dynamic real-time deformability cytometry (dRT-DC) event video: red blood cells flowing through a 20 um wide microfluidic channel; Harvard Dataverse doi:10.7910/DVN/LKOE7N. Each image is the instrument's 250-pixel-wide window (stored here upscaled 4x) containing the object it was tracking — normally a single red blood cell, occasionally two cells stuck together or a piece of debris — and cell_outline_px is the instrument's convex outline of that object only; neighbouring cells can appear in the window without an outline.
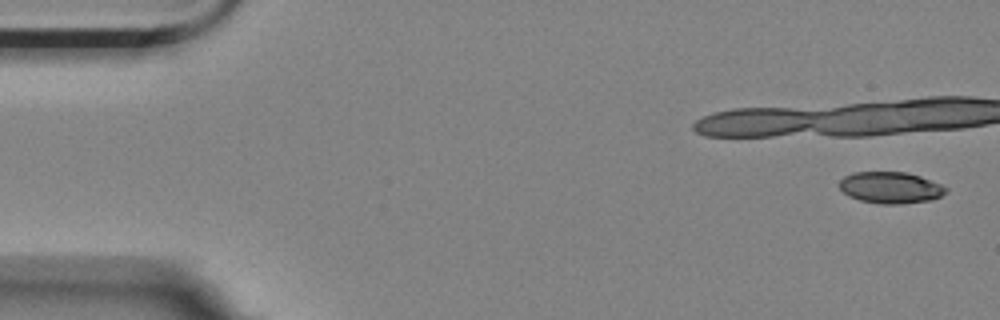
{"species": "Egyptian fruit bat (a non-hibernating species)", "species_latin": "Rousettus aegyptiacus", "temperature_condition": "room temperature", "stored_images_in_passage": 4, "camera_frame_rate_fps": 3000, "um_per_image_px": 0.085, "animal": {"sex": "female"}, "frame": {"image": 1, "passage_image": 1, "time_ms": 0.0, "image_size_px": [1000, 320], "cell_outline_px": [[948, 192], [940, 196], [928, 200], [900, 204], [880, 204], [860, 200], [848, 196], [840, 188], [840, 180], [844, 176], [852, 172], [908, 172], [920, 176], [940, 184], [948, 188]], "centroid_in_image_um": [75.69, 15.94], "position_along_channel_um": 9.3, "area_um2": 19.54}}